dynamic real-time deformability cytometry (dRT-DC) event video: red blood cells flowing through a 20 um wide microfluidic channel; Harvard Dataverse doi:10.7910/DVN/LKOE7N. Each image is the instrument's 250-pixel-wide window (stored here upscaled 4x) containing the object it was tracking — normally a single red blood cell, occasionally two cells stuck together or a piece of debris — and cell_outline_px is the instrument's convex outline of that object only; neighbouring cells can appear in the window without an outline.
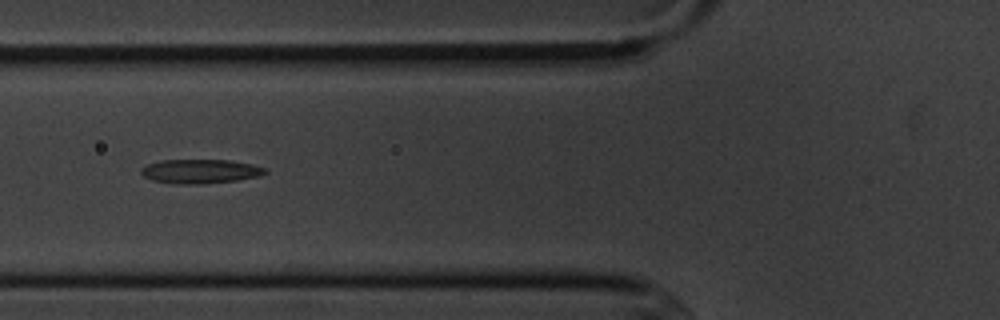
{"species": "common noctule bat (a hibernating species)", "species_latin": "Nyctalus noctula", "temperature_condition": "cold", "stored_images_in_passage": 14, "camera_frame_rate_fps": 3000, "um_per_image_px": 0.085, "animal": {"sex": "male", "body_mass_g": 20.1, "forearm_length_mm": 53.5}, "frame": {"image": 1, "passage_image": 5, "time_ms": 5.667, "image_size_px": [1000, 320], "cell_outline_px": [[268, 172], [260, 176], [236, 180], [204, 184], [172, 184], [152, 180], [144, 176], [140, 172], [140, 168], [148, 164], [160, 160], [228, 160], [252, 164], [264, 168]], "centroid_in_image_um": [16.99, 14.57], "position_along_channel_um": 108.8, "area_um2": 17.51}}
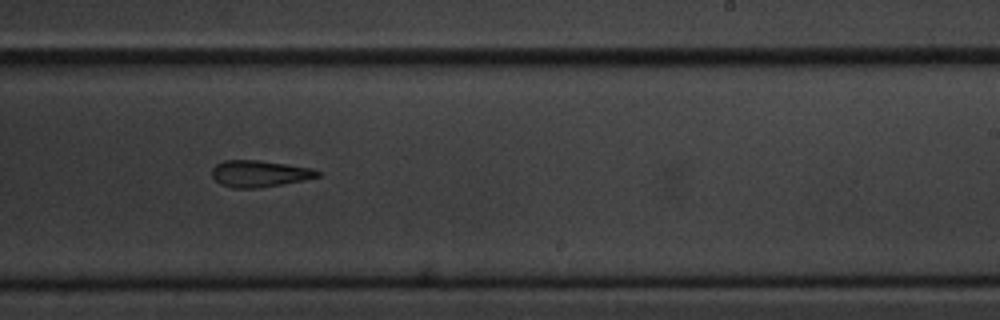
{"frame": {"image": 2, "passage_image": 9, "time_ms": 10.0, "image_size_px": [1000, 320], "cell_outline_px": [[320, 176], [280, 184], [256, 188], [232, 188], [220, 184], [212, 176], [212, 168], [216, 164], [224, 160], [256, 160], [312, 168], [320, 172]], "centroid_in_image_um": [21.99, 14.76], "position_along_channel_um": 267.0, "area_um2": 16.07}}
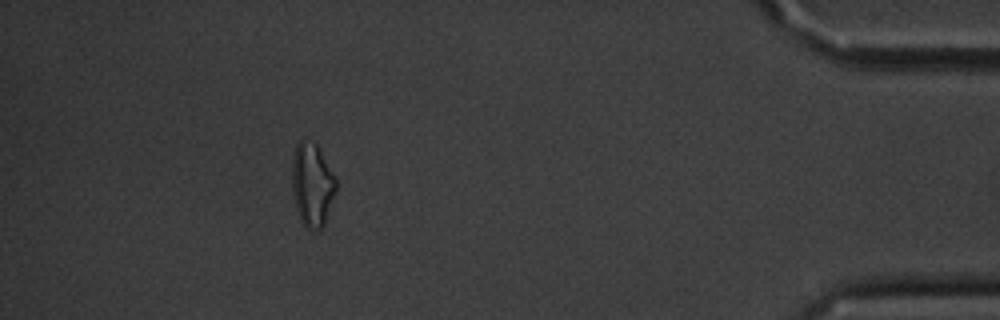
{"frame": {"image": 3, "passage_image": 13, "time_ms": 15.333, "image_size_px": [1000, 320], "cell_outline_px": [[336, 192], [324, 224], [320, 228], [308, 228], [300, 220], [296, 208], [292, 192], [292, 156], [296, 144], [300, 140], [304, 140], [316, 144], [336, 176]], "centroid_in_image_um": [26.53, 15.67], "position_along_channel_um": 408.7, "area_um2": 21.33}}